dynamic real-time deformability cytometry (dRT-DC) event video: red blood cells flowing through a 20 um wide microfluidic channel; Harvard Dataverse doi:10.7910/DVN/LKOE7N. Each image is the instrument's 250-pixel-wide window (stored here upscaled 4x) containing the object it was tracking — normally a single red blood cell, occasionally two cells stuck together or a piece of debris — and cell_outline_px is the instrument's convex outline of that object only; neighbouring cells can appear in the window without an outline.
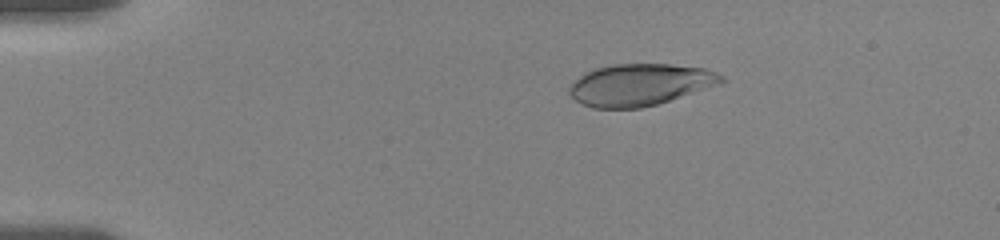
{"species": "human", "species_latin": "Homo sapiens", "temperature_condition": "room temperature", "stored_images_in_passage": 13, "camera_frame_rate_fps": 3000, "um_per_image_px": 0.085, "donor": {"sex": "female"}, "frame": {"image": 1, "passage_image": 4, "time_ms": 1.0, "image_size_px": [1000, 240], "cell_outline_px": [[724, 80], [720, 84], [656, 104], [640, 108], [592, 108], [576, 100], [568, 92], [568, 88], [584, 72], [596, 68], [616, 64], [672, 64], [704, 68], [724, 76]], "centroid_in_image_um": [54.39, 7.19], "position_along_channel_um": 30.6, "area_um2": 36.7}}
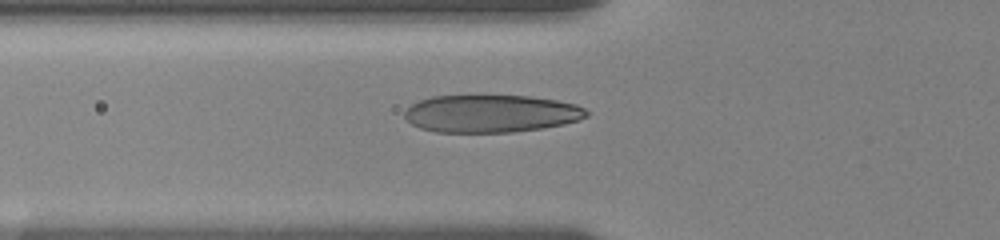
{"frame": {"image": 2, "passage_image": 12, "time_ms": 4.333, "image_size_px": [1000, 240], "cell_outline_px": [[588, 116], [580, 120], [564, 124], [544, 128], [512, 132], [436, 132], [420, 128], [412, 124], [404, 116], [404, 112], [412, 104], [420, 100], [432, 96], [528, 96], [556, 100], [576, 104], [584, 108], [588, 112]], "centroid_in_image_um": [41.76, 9.66], "position_along_channel_um": 84.0, "area_um2": 39.82}}